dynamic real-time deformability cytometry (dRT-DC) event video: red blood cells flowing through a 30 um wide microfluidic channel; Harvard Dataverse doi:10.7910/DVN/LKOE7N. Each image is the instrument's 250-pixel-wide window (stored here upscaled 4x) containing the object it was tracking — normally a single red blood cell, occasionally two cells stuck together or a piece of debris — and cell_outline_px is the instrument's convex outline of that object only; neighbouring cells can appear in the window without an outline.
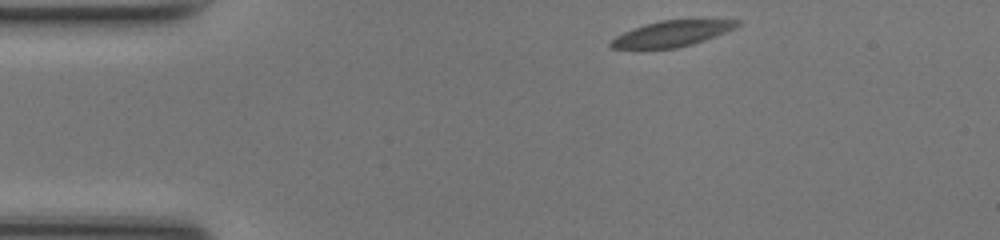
{"species": "common noctule bat (a hibernating species)", "species_latin": "Nyctalus noctula", "temperature_condition": "room temperature", "stored_images_in_passage": 42, "camera_frame_rate_fps": 3000, "um_per_image_px": 0.085, "animal": {"sex": "female", "body_mass_g": 17.0, "forearm_length_mm": 48.0}, "frame": {"image": 1, "passage_image": 1, "time_ms": 0.0, "image_size_px": [1000, 240], "cell_outline_px": [[740, 24], [736, 28], [716, 36], [692, 44], [676, 48], [640, 52], [612, 48], [608, 44], [616, 36], [632, 28], [644, 24], [660, 20], [740, 20]], "centroid_in_image_um": [57.0, 2.91], "position_along_channel_um": 28.0, "area_um2": 19.71}}
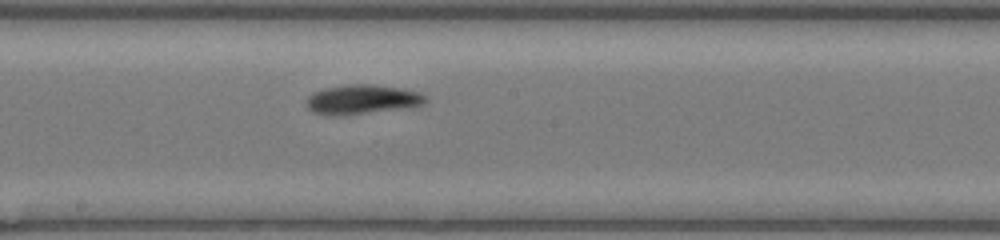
{"frame": {"image": 2, "passage_image": 19, "time_ms": 6.0, "image_size_px": [1000, 240], "cell_outline_px": [[428, 100], [424, 104], [412, 108], [336, 116], [312, 112], [308, 108], [308, 96], [312, 92], [324, 88], [348, 84], [372, 84], [400, 88], [420, 92], [428, 96]], "centroid_in_image_um": [30.85, 8.45], "position_along_channel_um": 217.3, "area_um2": 20.75}}
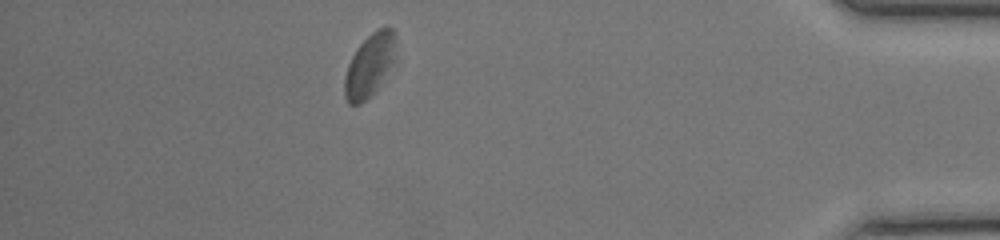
{"frame": {"image": 3, "passage_image": 36, "time_ms": 11.667, "image_size_px": [1000, 240], "cell_outline_px": [[396, 40], [392, 60], [376, 92], [360, 104], [348, 104], [344, 96], [344, 76], [348, 64], [356, 48], [376, 28], [392, 28], [396, 36]], "centroid_in_image_um": [31.36, 5.57], "position_along_channel_um": 403.8, "area_um2": 18.55}, "authors_computed_cell_mechanics": {"area_um2": 19.9988, "velocity_mm_per_s": 4.1774, "shape_relaxation_time_tau1_ms": 4.1315, "shape_relaxation_time_tau2_ms": 5.0399, "deformation_change_tau1": 0.1253, "deformation_change_tau2": 0.1251}}